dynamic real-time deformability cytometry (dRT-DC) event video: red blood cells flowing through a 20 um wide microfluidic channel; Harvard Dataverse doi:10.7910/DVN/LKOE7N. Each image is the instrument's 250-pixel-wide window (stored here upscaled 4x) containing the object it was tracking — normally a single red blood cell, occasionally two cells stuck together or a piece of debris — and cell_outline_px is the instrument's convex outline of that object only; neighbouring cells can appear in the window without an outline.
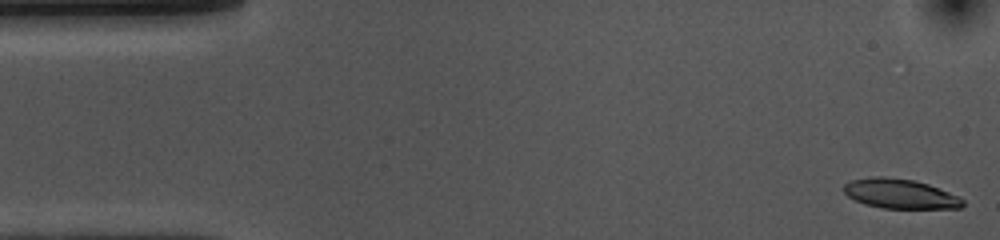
{"species": "common noctule bat (a hibernating species)", "species_latin": "Nyctalus noctula", "temperature_condition": "cold", "stored_images_in_passage": 55, "camera_frame_rate_fps": 3000, "um_per_image_px": 0.085, "animal": {"sex": "female", "body_mass_g": 10.0, "forearm_length_mm": 53.1}, "frame": {"image": 1, "passage_image": 1, "time_ms": 0.0, "image_size_px": [1000, 240], "cell_outline_px": [[964, 204], [960, 208], [884, 208], [864, 204], [848, 196], [844, 192], [844, 184], [852, 180], [872, 176], [884, 176], [912, 180], [928, 184], [960, 196], [964, 200]], "centroid_in_image_um": [76.52, 16.47], "position_along_channel_um": 8.5, "area_um2": 20.46}}
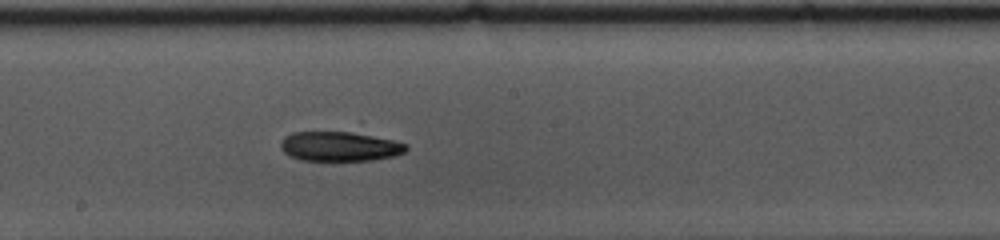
{"frame": {"image": 2, "passage_image": 28, "time_ms": 9.0, "image_size_px": [1000, 240], "cell_outline_px": [[408, 148], [404, 152], [392, 156], [372, 160], [300, 160], [284, 152], [280, 148], [280, 144], [284, 136], [292, 132], [360, 120], [408, 144]], "centroid_in_image_um": [29.09, 12.16], "position_along_channel_um": 219.1, "area_um2": 26.65}}
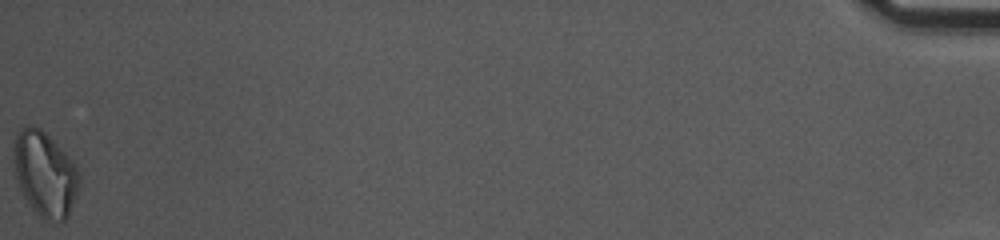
{"frame": {"image": 3, "passage_image": 55, "time_ms": 18.0, "image_size_px": [1000, 240], "cell_outline_px": [[80, 184], [76, 196], [68, 216], [64, 220], [44, 220], [32, 208], [24, 196], [20, 188], [16, 176], [12, 160], [12, 156], [16, 136], [20, 128], [28, 124], [32, 124], [40, 128], [76, 164], [80, 172]], "centroid_in_image_um": [3.82, 14.77], "position_along_channel_um": 431.4, "area_um2": 32.37}}